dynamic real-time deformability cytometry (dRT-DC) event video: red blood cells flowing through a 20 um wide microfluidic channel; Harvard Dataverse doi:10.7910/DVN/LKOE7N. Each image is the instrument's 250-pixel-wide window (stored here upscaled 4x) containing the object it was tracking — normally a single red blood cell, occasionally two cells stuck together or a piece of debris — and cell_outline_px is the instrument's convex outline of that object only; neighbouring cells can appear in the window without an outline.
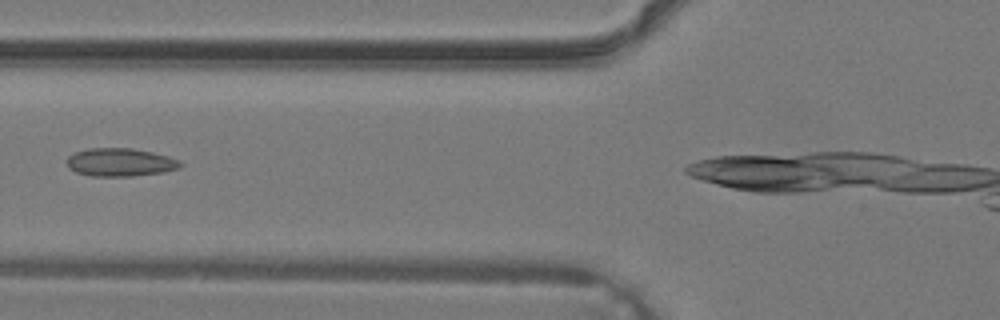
{"species": "common noctule bat (a hibernating species)", "species_latin": "Nyctalus noctula", "temperature_condition": "warm", "stored_images_in_passage": 6, "camera_frame_rate_fps": 3000, "um_per_image_px": 0.085, "animal": {"sex": "male", "body_mass_g": 19.2, "forearm_length_mm": 51.8}, "frame": {"image": 1, "passage_image": 4, "time_ms": 1.0, "image_size_px": [1000, 320], "cell_outline_px": [[184, 164], [180, 168], [164, 172], [132, 176], [92, 176], [76, 172], [68, 168], [64, 160], [68, 156], [76, 152], [88, 148], [132, 148], [152, 152], [168, 156], [180, 160]], "centroid_in_image_um": [10.21, 13.79], "position_along_channel_um": 115.6, "area_um2": 18.84}}